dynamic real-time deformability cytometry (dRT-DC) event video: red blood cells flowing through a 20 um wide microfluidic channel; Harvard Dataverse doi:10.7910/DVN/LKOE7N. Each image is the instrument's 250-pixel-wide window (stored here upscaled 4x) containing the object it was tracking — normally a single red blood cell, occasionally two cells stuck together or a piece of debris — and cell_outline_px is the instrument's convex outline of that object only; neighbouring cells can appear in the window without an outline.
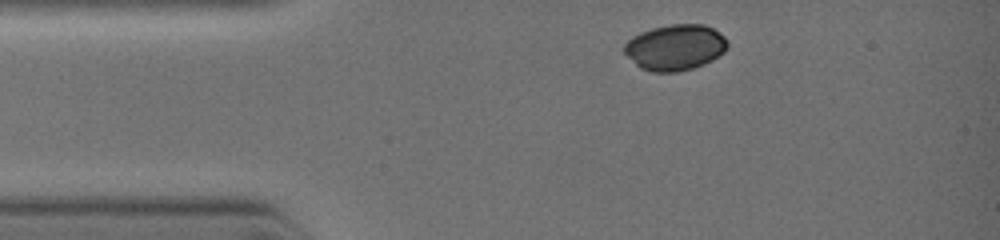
{"species": "common noctule bat (a hibernating species)", "species_latin": "Nyctalus noctula", "temperature_condition": "warm", "stored_images_in_passage": 4, "camera_frame_rate_fps": 3000, "um_per_image_px": 0.085, "animal": {"sex": "female", "body_mass_g": 19.0, "forearm_length_mm": 51.5}, "frame": {"image": 1, "passage_image": 1, "time_ms": 0.0, "image_size_px": [1000, 240], "cell_outline_px": [[728, 48], [724, 52], [712, 60], [704, 64], [692, 68], [676, 72], [652, 72], [640, 68], [624, 52], [624, 44], [632, 36], [640, 32], [652, 28], [672, 24], [704, 24], [712, 28], [724, 36], [728, 40]], "centroid_in_image_um": [57.4, 4.02], "position_along_channel_um": 27.6, "area_um2": 27.63}}